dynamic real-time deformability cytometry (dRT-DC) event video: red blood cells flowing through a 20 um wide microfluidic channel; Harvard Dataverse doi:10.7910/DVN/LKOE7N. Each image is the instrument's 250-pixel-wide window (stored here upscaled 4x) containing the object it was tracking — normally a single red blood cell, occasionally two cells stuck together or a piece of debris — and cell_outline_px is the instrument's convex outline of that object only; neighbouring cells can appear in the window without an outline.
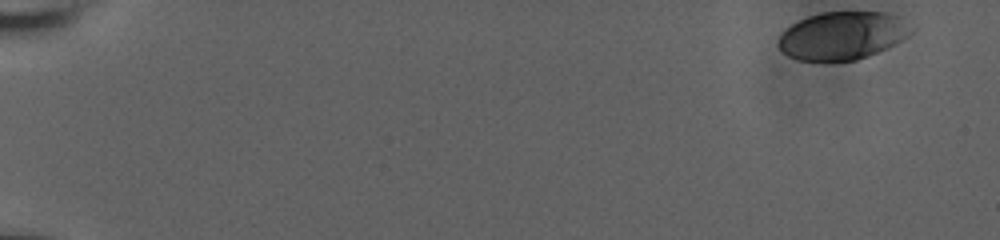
{"species": "human", "species_latin": "Homo sapiens", "temperature_condition": "room temperature", "stored_images_in_passage": 52, "camera_frame_rate_fps": 3000, "um_per_image_px": 0.085, "donor": {"sex": "male"}, "frame": {"image": 1, "passage_image": 1, "time_ms": 0.0, "image_size_px": [1000, 240], "cell_outline_px": [[912, 32], [908, 36], [888, 48], [868, 56], [856, 60], [800, 60], [788, 56], [776, 44], [784, 28], [808, 16], [820, 12], [884, 12], [896, 16]], "centroid_in_image_um": [71.54, 3.03], "position_along_channel_um": 13.5, "area_um2": 36.59}}
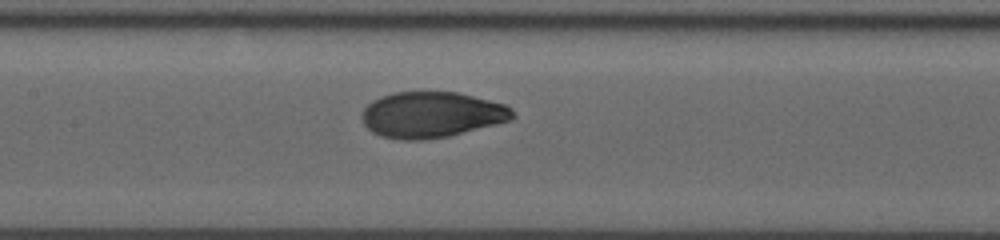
{"frame": {"image": 2, "passage_image": 29, "time_ms": 9.333, "image_size_px": [1000, 240], "cell_outline_px": [[516, 116], [508, 120], [448, 136], [424, 140], [404, 140], [384, 136], [372, 132], [364, 124], [360, 116], [364, 108], [372, 100], [380, 96], [392, 92], [456, 92], [504, 104], [512, 108]], "centroid_in_image_um": [36.63, 9.74], "position_along_channel_um": 170.8, "area_um2": 39.94}}
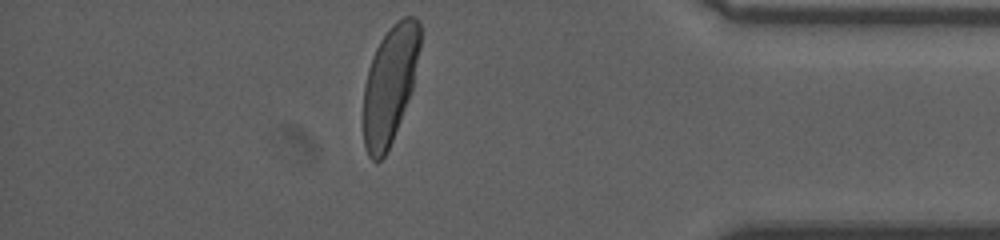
{"frame": {"image": 3, "passage_image": 50, "time_ms": 16.333, "image_size_px": [1000, 240], "cell_outline_px": [[420, 48], [412, 92], [392, 140], [384, 156], [380, 160], [372, 160], [368, 156], [364, 144], [364, 84], [368, 68], [372, 56], [380, 40], [392, 24], [396, 20], [404, 16], [416, 16], [420, 24]], "centroid_in_image_um": [33.15, 7.14], "position_along_channel_um": 402.1, "area_um2": 38.9}, "authors_computed_cell_mechanics": {"area_um2": 39.9109, "velocity_mm_per_s": 3.6943, "shape_relaxation_time_tau1_ms": 3.5497, "shape_relaxation_time_tau2_ms": null, "deformation_change_tau1": 0.1759, "deformation_change_tau2": null}}